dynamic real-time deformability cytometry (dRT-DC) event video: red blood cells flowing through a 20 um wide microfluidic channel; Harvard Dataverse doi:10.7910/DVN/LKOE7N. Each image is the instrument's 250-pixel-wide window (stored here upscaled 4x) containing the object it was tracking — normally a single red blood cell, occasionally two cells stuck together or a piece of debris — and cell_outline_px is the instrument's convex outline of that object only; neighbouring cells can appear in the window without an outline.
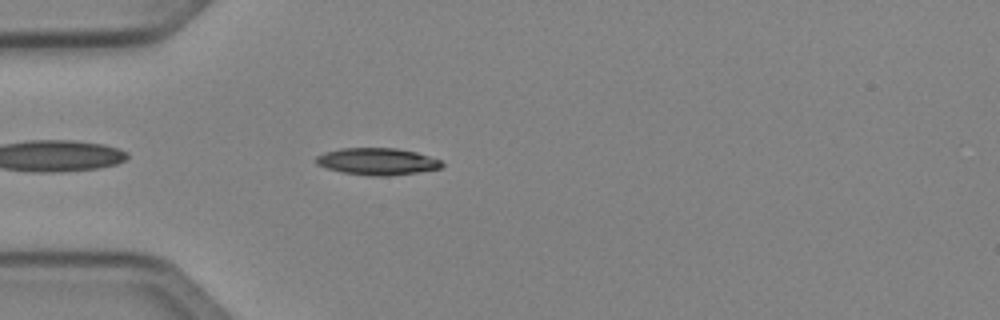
{"species": "Egyptian fruit bat (a non-hibernating species)", "species_latin": "Rousettus aegyptiacus", "temperature_condition": "cold", "stored_images_in_passage": 39, "camera_frame_rate_fps": 3000, "um_per_image_px": 0.085, "animal": {"sex": "female"}, "frame": {"image": 1, "passage_image": 3, "time_ms": 0.667, "image_size_px": [1000, 320], "cell_outline_px": [[444, 164], [440, 168], [416, 172], [388, 176], [372, 176], [344, 172], [328, 168], [316, 164], [316, 156], [324, 152], [340, 148], [396, 148], [416, 152], [440, 160]], "centroid_in_image_um": [32.05, 13.71], "position_along_channel_um": 53.0, "area_um2": 19.54}}
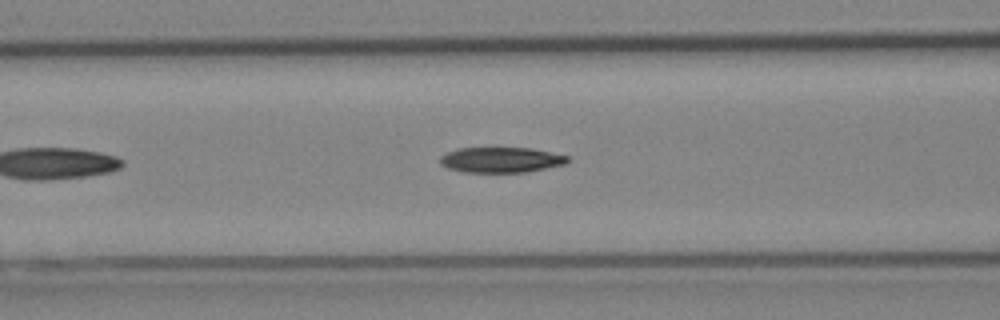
{"frame": {"image": 2, "passage_image": 9, "time_ms": 2.667, "image_size_px": [1000, 320], "cell_outline_px": [[572, 160], [564, 164], [524, 172], [464, 172], [448, 168], [440, 164], [440, 156], [456, 148], [532, 148], [568, 156]], "centroid_in_image_um": [42.57, 13.58], "position_along_channel_um": 124.0, "area_um2": 18.79}}
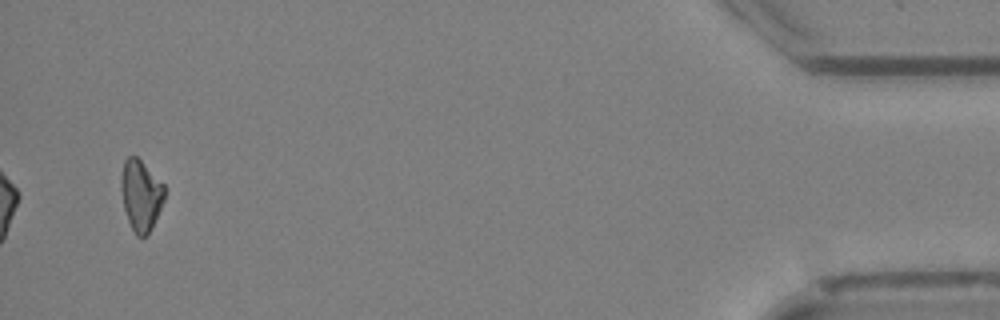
{"frame": {"image": 3, "passage_image": 37, "time_ms": 12.0, "image_size_px": [1000, 320], "cell_outline_px": [[164, 200], [148, 232], [144, 236], [136, 236], [128, 220], [124, 208], [120, 188], [120, 176], [124, 160], [128, 156], [136, 156], [164, 184]], "centroid_in_image_um": [11.94, 16.55], "position_along_channel_um": 423.3, "area_um2": 17.63}, "authors_computed_cell_mechanics": {"area_um2": 19.4208, "velocity_mm_per_s": 4.0647, "shape_relaxation_time_tau1_ms": 4.841, "shape_relaxation_time_tau2_ms": null, "deformation_change_tau1": 0.1208, "deformation_change_tau2": null}}